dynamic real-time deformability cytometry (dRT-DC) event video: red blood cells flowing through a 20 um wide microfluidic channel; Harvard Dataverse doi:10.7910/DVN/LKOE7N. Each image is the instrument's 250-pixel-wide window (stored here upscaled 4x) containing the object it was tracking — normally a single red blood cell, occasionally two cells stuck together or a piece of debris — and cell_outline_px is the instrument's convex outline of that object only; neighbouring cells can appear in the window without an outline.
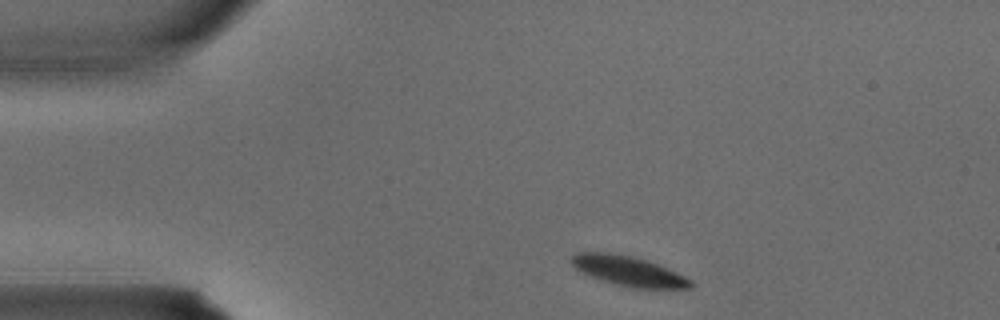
{"species": "common noctule bat (a hibernating species)", "species_latin": "Nyctalus noctula", "temperature_condition": "warm", "stored_images_in_passage": 3, "camera_frame_rate_fps": 3000, "um_per_image_px": 0.085, "animal": {"sex": "male", "body_mass_g": 15.6}, "frame": {"image": 1, "passage_image": 1, "time_ms": 0.0, "image_size_px": [1000, 320], "cell_outline_px": [[692, 288], [632, 288], [616, 284], [580, 272], [572, 264], [572, 256], [576, 252], [608, 252], [632, 256], [668, 268], [692, 280]], "centroid_in_image_um": [53.42, 23.03], "position_along_channel_um": 31.6, "area_um2": 20.4}}
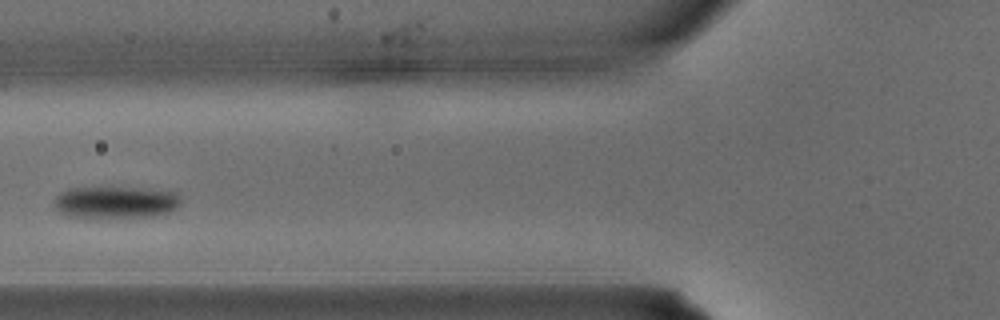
{"frame": {"image": 2, "passage_image": 3, "time_ms": 0.667, "image_size_px": [1000, 320], "cell_outline_px": [[180, 204], [176, 208], [168, 212], [152, 216], [108, 220], [96, 220], [64, 216], [52, 204], [56, 196], [60, 192], [68, 188], [136, 188], [176, 192], [180, 196]], "centroid_in_image_um": [9.75, 17.25], "position_along_channel_um": 116.1, "area_um2": 24.57}}